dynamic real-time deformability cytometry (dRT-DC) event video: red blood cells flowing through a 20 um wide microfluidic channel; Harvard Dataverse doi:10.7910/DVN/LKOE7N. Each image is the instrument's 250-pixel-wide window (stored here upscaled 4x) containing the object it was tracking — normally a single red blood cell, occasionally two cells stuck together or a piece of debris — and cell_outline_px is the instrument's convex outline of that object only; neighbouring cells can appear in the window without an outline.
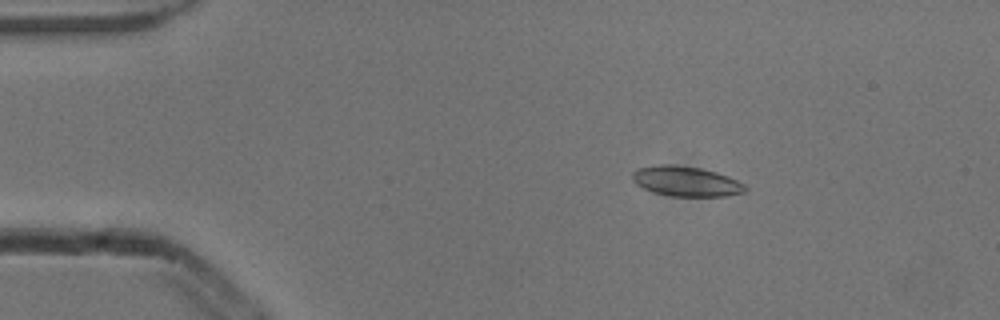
{"species": "common noctule bat (a hibernating species)", "species_latin": "Nyctalus noctula", "temperature_condition": "cold", "stored_images_in_passage": 4, "camera_frame_rate_fps": 3000, "um_per_image_px": 0.085, "animal": {"sex": "male", "body_mass_g": 13.3}, "frame": {"image": 1, "passage_image": 2, "time_ms": 0.333, "image_size_px": [1000, 320], "cell_outline_px": [[748, 188], [744, 192], [724, 196], [672, 196], [656, 192], [644, 188], [636, 184], [632, 180], [632, 172], [636, 168], [660, 164], [672, 164], [700, 168], [716, 172], [728, 176], [744, 184]], "centroid_in_image_um": [58.3, 15.4], "position_along_channel_um": 26.7, "area_um2": 19.65}}
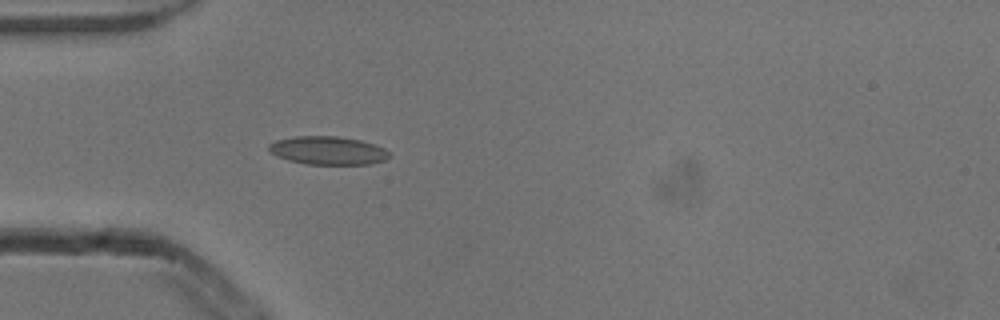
{"frame": {"image": 2, "passage_image": 4, "time_ms": 1.0, "image_size_px": [1000, 320], "cell_outline_px": [[392, 156], [384, 160], [368, 164], [304, 164], [288, 160], [276, 156], [268, 148], [268, 144], [276, 140], [296, 136], [336, 136], [360, 140], [384, 148]], "centroid_in_image_um": [27.85, 12.79], "position_along_channel_um": 57.1, "area_um2": 19.77}}